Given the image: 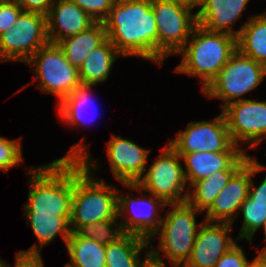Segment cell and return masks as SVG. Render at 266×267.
<instances>
[{
  "mask_svg": "<svg viewBox=\"0 0 266 267\" xmlns=\"http://www.w3.org/2000/svg\"><path fill=\"white\" fill-rule=\"evenodd\" d=\"M84 138L76 142L66 155L58 159H73V196L70 218L71 232L88 223L113 219L117 216L115 185L94 177L98 161L94 162ZM101 180V181H100Z\"/></svg>",
  "mask_w": 266,
  "mask_h": 267,
  "instance_id": "obj_1",
  "label": "cell"
},
{
  "mask_svg": "<svg viewBox=\"0 0 266 267\" xmlns=\"http://www.w3.org/2000/svg\"><path fill=\"white\" fill-rule=\"evenodd\" d=\"M103 23L107 39L122 57L136 56L158 64V30L151 0L114 2Z\"/></svg>",
  "mask_w": 266,
  "mask_h": 267,
  "instance_id": "obj_2",
  "label": "cell"
},
{
  "mask_svg": "<svg viewBox=\"0 0 266 267\" xmlns=\"http://www.w3.org/2000/svg\"><path fill=\"white\" fill-rule=\"evenodd\" d=\"M27 170L30 189L24 213L71 216L73 159H56Z\"/></svg>",
  "mask_w": 266,
  "mask_h": 267,
  "instance_id": "obj_3",
  "label": "cell"
},
{
  "mask_svg": "<svg viewBox=\"0 0 266 267\" xmlns=\"http://www.w3.org/2000/svg\"><path fill=\"white\" fill-rule=\"evenodd\" d=\"M236 50L235 36L207 31L197 24L185 46L176 54L182 58L175 72L199 78L203 92Z\"/></svg>",
  "mask_w": 266,
  "mask_h": 267,
  "instance_id": "obj_4",
  "label": "cell"
},
{
  "mask_svg": "<svg viewBox=\"0 0 266 267\" xmlns=\"http://www.w3.org/2000/svg\"><path fill=\"white\" fill-rule=\"evenodd\" d=\"M168 206L171 210H167L159 229L148 240L149 248L158 255L164 253L171 265L182 267L191 255L197 232L204 222L197 225L196 221V214L202 212L187 202ZM156 237H159V249L151 245Z\"/></svg>",
  "mask_w": 266,
  "mask_h": 267,
  "instance_id": "obj_5",
  "label": "cell"
},
{
  "mask_svg": "<svg viewBox=\"0 0 266 267\" xmlns=\"http://www.w3.org/2000/svg\"><path fill=\"white\" fill-rule=\"evenodd\" d=\"M265 77L266 67L237 49L203 94L221 99L222 111L230 103L247 99L243 96L255 90Z\"/></svg>",
  "mask_w": 266,
  "mask_h": 267,
  "instance_id": "obj_6",
  "label": "cell"
},
{
  "mask_svg": "<svg viewBox=\"0 0 266 267\" xmlns=\"http://www.w3.org/2000/svg\"><path fill=\"white\" fill-rule=\"evenodd\" d=\"M158 30V66L168 56L176 55L187 43L197 25L196 12L177 0H151Z\"/></svg>",
  "mask_w": 266,
  "mask_h": 267,
  "instance_id": "obj_7",
  "label": "cell"
},
{
  "mask_svg": "<svg viewBox=\"0 0 266 267\" xmlns=\"http://www.w3.org/2000/svg\"><path fill=\"white\" fill-rule=\"evenodd\" d=\"M162 150L135 184L147 194L149 192L161 198L166 204L185 203L189 187L182 158L168 143Z\"/></svg>",
  "mask_w": 266,
  "mask_h": 267,
  "instance_id": "obj_8",
  "label": "cell"
},
{
  "mask_svg": "<svg viewBox=\"0 0 266 267\" xmlns=\"http://www.w3.org/2000/svg\"><path fill=\"white\" fill-rule=\"evenodd\" d=\"M25 64L34 69L37 88L57 97L58 103L81 86L78 69L67 61L57 44L43 46Z\"/></svg>",
  "mask_w": 266,
  "mask_h": 267,
  "instance_id": "obj_9",
  "label": "cell"
},
{
  "mask_svg": "<svg viewBox=\"0 0 266 267\" xmlns=\"http://www.w3.org/2000/svg\"><path fill=\"white\" fill-rule=\"evenodd\" d=\"M122 185L130 191L141 193V196L133 198L132 192L122 194V191L118 190L117 217L118 219L122 217L120 221L122 230L124 233L149 240L159 229L163 220L160 213L166 210L168 204L151 193L147 195L146 191L143 195V189L135 183H122Z\"/></svg>",
  "mask_w": 266,
  "mask_h": 267,
  "instance_id": "obj_10",
  "label": "cell"
},
{
  "mask_svg": "<svg viewBox=\"0 0 266 267\" xmlns=\"http://www.w3.org/2000/svg\"><path fill=\"white\" fill-rule=\"evenodd\" d=\"M48 43L46 15L23 10L15 24L0 35V62L26 63Z\"/></svg>",
  "mask_w": 266,
  "mask_h": 267,
  "instance_id": "obj_11",
  "label": "cell"
},
{
  "mask_svg": "<svg viewBox=\"0 0 266 267\" xmlns=\"http://www.w3.org/2000/svg\"><path fill=\"white\" fill-rule=\"evenodd\" d=\"M222 111L232 142L245 152L260 146L266 139V100L247 98L230 103ZM245 143H249L247 147Z\"/></svg>",
  "mask_w": 266,
  "mask_h": 267,
  "instance_id": "obj_12",
  "label": "cell"
},
{
  "mask_svg": "<svg viewBox=\"0 0 266 267\" xmlns=\"http://www.w3.org/2000/svg\"><path fill=\"white\" fill-rule=\"evenodd\" d=\"M168 144L177 153L225 152L232 144L223 111L212 121L188 123L185 130L176 133Z\"/></svg>",
  "mask_w": 266,
  "mask_h": 267,
  "instance_id": "obj_13",
  "label": "cell"
},
{
  "mask_svg": "<svg viewBox=\"0 0 266 267\" xmlns=\"http://www.w3.org/2000/svg\"><path fill=\"white\" fill-rule=\"evenodd\" d=\"M232 226L231 223L204 220L197 232L191 255L182 267H215L223 254L239 241L228 236Z\"/></svg>",
  "mask_w": 266,
  "mask_h": 267,
  "instance_id": "obj_14",
  "label": "cell"
},
{
  "mask_svg": "<svg viewBox=\"0 0 266 267\" xmlns=\"http://www.w3.org/2000/svg\"><path fill=\"white\" fill-rule=\"evenodd\" d=\"M251 157L232 175L227 185L216 196L205 212V221L231 223L238 218L239 209L249 194Z\"/></svg>",
  "mask_w": 266,
  "mask_h": 267,
  "instance_id": "obj_15",
  "label": "cell"
},
{
  "mask_svg": "<svg viewBox=\"0 0 266 267\" xmlns=\"http://www.w3.org/2000/svg\"><path fill=\"white\" fill-rule=\"evenodd\" d=\"M106 146L110 171L114 178L121 184L136 183L144 174L151 150L116 135L111 136Z\"/></svg>",
  "mask_w": 266,
  "mask_h": 267,
  "instance_id": "obj_16",
  "label": "cell"
},
{
  "mask_svg": "<svg viewBox=\"0 0 266 267\" xmlns=\"http://www.w3.org/2000/svg\"><path fill=\"white\" fill-rule=\"evenodd\" d=\"M95 22L72 0H55L46 14L49 43L57 44L63 38L77 35Z\"/></svg>",
  "mask_w": 266,
  "mask_h": 267,
  "instance_id": "obj_17",
  "label": "cell"
},
{
  "mask_svg": "<svg viewBox=\"0 0 266 267\" xmlns=\"http://www.w3.org/2000/svg\"><path fill=\"white\" fill-rule=\"evenodd\" d=\"M250 0H206L196 11V21L207 31L228 33L236 38L239 30L233 26Z\"/></svg>",
  "mask_w": 266,
  "mask_h": 267,
  "instance_id": "obj_18",
  "label": "cell"
},
{
  "mask_svg": "<svg viewBox=\"0 0 266 267\" xmlns=\"http://www.w3.org/2000/svg\"><path fill=\"white\" fill-rule=\"evenodd\" d=\"M244 152L232 144L225 152L178 153L184 162L185 179L189 187L213 172L226 170Z\"/></svg>",
  "mask_w": 266,
  "mask_h": 267,
  "instance_id": "obj_19",
  "label": "cell"
},
{
  "mask_svg": "<svg viewBox=\"0 0 266 267\" xmlns=\"http://www.w3.org/2000/svg\"><path fill=\"white\" fill-rule=\"evenodd\" d=\"M244 151L226 170L213 172L207 178L194 182L186 202L200 212H206L216 196L227 185L232 175L250 158ZM193 189V190H192Z\"/></svg>",
  "mask_w": 266,
  "mask_h": 267,
  "instance_id": "obj_20",
  "label": "cell"
},
{
  "mask_svg": "<svg viewBox=\"0 0 266 267\" xmlns=\"http://www.w3.org/2000/svg\"><path fill=\"white\" fill-rule=\"evenodd\" d=\"M27 219V225L30 224L32 231L37 239L34 244L27 250H20L22 254H41L42 248L53 242L59 235L62 236L64 244L71 235L70 218L71 216H58L53 214L24 213Z\"/></svg>",
  "mask_w": 266,
  "mask_h": 267,
  "instance_id": "obj_21",
  "label": "cell"
},
{
  "mask_svg": "<svg viewBox=\"0 0 266 267\" xmlns=\"http://www.w3.org/2000/svg\"><path fill=\"white\" fill-rule=\"evenodd\" d=\"M121 56L115 46L106 39L99 47L87 54L86 59L78 69L81 85L95 87L106 81L114 62Z\"/></svg>",
  "mask_w": 266,
  "mask_h": 267,
  "instance_id": "obj_22",
  "label": "cell"
},
{
  "mask_svg": "<svg viewBox=\"0 0 266 267\" xmlns=\"http://www.w3.org/2000/svg\"><path fill=\"white\" fill-rule=\"evenodd\" d=\"M91 88L93 86L81 85L71 95L56 104L57 113L59 112V117L66 126L69 125L71 128L74 127L76 129L79 126L83 127L88 125L95 120L98 108L92 102L94 100L92 99ZM89 114L91 115L90 120L88 117Z\"/></svg>",
  "mask_w": 266,
  "mask_h": 267,
  "instance_id": "obj_23",
  "label": "cell"
},
{
  "mask_svg": "<svg viewBox=\"0 0 266 267\" xmlns=\"http://www.w3.org/2000/svg\"><path fill=\"white\" fill-rule=\"evenodd\" d=\"M107 39L103 22H95L77 35L60 40L57 45L63 50L67 61L77 69L81 67L87 54L99 47Z\"/></svg>",
  "mask_w": 266,
  "mask_h": 267,
  "instance_id": "obj_24",
  "label": "cell"
},
{
  "mask_svg": "<svg viewBox=\"0 0 266 267\" xmlns=\"http://www.w3.org/2000/svg\"><path fill=\"white\" fill-rule=\"evenodd\" d=\"M248 18L238 29L237 49L266 67V12Z\"/></svg>",
  "mask_w": 266,
  "mask_h": 267,
  "instance_id": "obj_25",
  "label": "cell"
},
{
  "mask_svg": "<svg viewBox=\"0 0 266 267\" xmlns=\"http://www.w3.org/2000/svg\"><path fill=\"white\" fill-rule=\"evenodd\" d=\"M147 248V239L125 233L116 242L105 245L106 267H138L140 254Z\"/></svg>",
  "mask_w": 266,
  "mask_h": 267,
  "instance_id": "obj_26",
  "label": "cell"
},
{
  "mask_svg": "<svg viewBox=\"0 0 266 267\" xmlns=\"http://www.w3.org/2000/svg\"><path fill=\"white\" fill-rule=\"evenodd\" d=\"M65 246L72 267H106L105 245L96 240L71 232Z\"/></svg>",
  "mask_w": 266,
  "mask_h": 267,
  "instance_id": "obj_27",
  "label": "cell"
},
{
  "mask_svg": "<svg viewBox=\"0 0 266 267\" xmlns=\"http://www.w3.org/2000/svg\"><path fill=\"white\" fill-rule=\"evenodd\" d=\"M239 212H242L243 223L237 238L252 243L253 236L266 220V203L255 202L248 196Z\"/></svg>",
  "mask_w": 266,
  "mask_h": 267,
  "instance_id": "obj_28",
  "label": "cell"
},
{
  "mask_svg": "<svg viewBox=\"0 0 266 267\" xmlns=\"http://www.w3.org/2000/svg\"><path fill=\"white\" fill-rule=\"evenodd\" d=\"M118 217L97 221L81 226L76 232L84 238L94 239L98 243L108 245L116 242L125 233Z\"/></svg>",
  "mask_w": 266,
  "mask_h": 267,
  "instance_id": "obj_29",
  "label": "cell"
},
{
  "mask_svg": "<svg viewBox=\"0 0 266 267\" xmlns=\"http://www.w3.org/2000/svg\"><path fill=\"white\" fill-rule=\"evenodd\" d=\"M21 138L7 139L0 136V171L7 172L24 161Z\"/></svg>",
  "mask_w": 266,
  "mask_h": 267,
  "instance_id": "obj_30",
  "label": "cell"
},
{
  "mask_svg": "<svg viewBox=\"0 0 266 267\" xmlns=\"http://www.w3.org/2000/svg\"><path fill=\"white\" fill-rule=\"evenodd\" d=\"M96 22H103L109 15L114 0H72Z\"/></svg>",
  "mask_w": 266,
  "mask_h": 267,
  "instance_id": "obj_31",
  "label": "cell"
},
{
  "mask_svg": "<svg viewBox=\"0 0 266 267\" xmlns=\"http://www.w3.org/2000/svg\"><path fill=\"white\" fill-rule=\"evenodd\" d=\"M22 11L15 0H0V35L15 24Z\"/></svg>",
  "mask_w": 266,
  "mask_h": 267,
  "instance_id": "obj_32",
  "label": "cell"
},
{
  "mask_svg": "<svg viewBox=\"0 0 266 267\" xmlns=\"http://www.w3.org/2000/svg\"><path fill=\"white\" fill-rule=\"evenodd\" d=\"M266 169L263 163H259L256 157L251 156V184L248 196L255 202L266 203V176L258 186L254 185L252 177Z\"/></svg>",
  "mask_w": 266,
  "mask_h": 267,
  "instance_id": "obj_33",
  "label": "cell"
},
{
  "mask_svg": "<svg viewBox=\"0 0 266 267\" xmlns=\"http://www.w3.org/2000/svg\"><path fill=\"white\" fill-rule=\"evenodd\" d=\"M243 247L237 243L216 263L215 267H248L251 261L247 260Z\"/></svg>",
  "mask_w": 266,
  "mask_h": 267,
  "instance_id": "obj_34",
  "label": "cell"
},
{
  "mask_svg": "<svg viewBox=\"0 0 266 267\" xmlns=\"http://www.w3.org/2000/svg\"><path fill=\"white\" fill-rule=\"evenodd\" d=\"M24 11L47 14L55 0H15Z\"/></svg>",
  "mask_w": 266,
  "mask_h": 267,
  "instance_id": "obj_35",
  "label": "cell"
},
{
  "mask_svg": "<svg viewBox=\"0 0 266 267\" xmlns=\"http://www.w3.org/2000/svg\"><path fill=\"white\" fill-rule=\"evenodd\" d=\"M14 267H45L41 254H22L17 252ZM8 267H11L8 263Z\"/></svg>",
  "mask_w": 266,
  "mask_h": 267,
  "instance_id": "obj_36",
  "label": "cell"
},
{
  "mask_svg": "<svg viewBox=\"0 0 266 267\" xmlns=\"http://www.w3.org/2000/svg\"><path fill=\"white\" fill-rule=\"evenodd\" d=\"M161 255H158L155 253L151 248L149 250H146L145 252V258L140 259V262L138 264V267H167L166 263H164V259ZM171 267H179L175 264H172Z\"/></svg>",
  "mask_w": 266,
  "mask_h": 267,
  "instance_id": "obj_37",
  "label": "cell"
},
{
  "mask_svg": "<svg viewBox=\"0 0 266 267\" xmlns=\"http://www.w3.org/2000/svg\"><path fill=\"white\" fill-rule=\"evenodd\" d=\"M248 267H266V257L256 256L248 265Z\"/></svg>",
  "mask_w": 266,
  "mask_h": 267,
  "instance_id": "obj_38",
  "label": "cell"
},
{
  "mask_svg": "<svg viewBox=\"0 0 266 267\" xmlns=\"http://www.w3.org/2000/svg\"><path fill=\"white\" fill-rule=\"evenodd\" d=\"M261 228L264 230V242H266V220ZM257 251L258 257H266V246L262 250L257 249Z\"/></svg>",
  "mask_w": 266,
  "mask_h": 267,
  "instance_id": "obj_39",
  "label": "cell"
},
{
  "mask_svg": "<svg viewBox=\"0 0 266 267\" xmlns=\"http://www.w3.org/2000/svg\"><path fill=\"white\" fill-rule=\"evenodd\" d=\"M206 0H193V8L197 9Z\"/></svg>",
  "mask_w": 266,
  "mask_h": 267,
  "instance_id": "obj_40",
  "label": "cell"
},
{
  "mask_svg": "<svg viewBox=\"0 0 266 267\" xmlns=\"http://www.w3.org/2000/svg\"><path fill=\"white\" fill-rule=\"evenodd\" d=\"M177 1L186 3V4L190 5L191 7H193V0H177Z\"/></svg>",
  "mask_w": 266,
  "mask_h": 267,
  "instance_id": "obj_41",
  "label": "cell"
},
{
  "mask_svg": "<svg viewBox=\"0 0 266 267\" xmlns=\"http://www.w3.org/2000/svg\"><path fill=\"white\" fill-rule=\"evenodd\" d=\"M0 267H8V263L0 258Z\"/></svg>",
  "mask_w": 266,
  "mask_h": 267,
  "instance_id": "obj_42",
  "label": "cell"
},
{
  "mask_svg": "<svg viewBox=\"0 0 266 267\" xmlns=\"http://www.w3.org/2000/svg\"><path fill=\"white\" fill-rule=\"evenodd\" d=\"M120 1H130V0H114V2H120Z\"/></svg>",
  "mask_w": 266,
  "mask_h": 267,
  "instance_id": "obj_43",
  "label": "cell"
},
{
  "mask_svg": "<svg viewBox=\"0 0 266 267\" xmlns=\"http://www.w3.org/2000/svg\"><path fill=\"white\" fill-rule=\"evenodd\" d=\"M64 267H72V266L67 263Z\"/></svg>",
  "mask_w": 266,
  "mask_h": 267,
  "instance_id": "obj_44",
  "label": "cell"
}]
</instances>
